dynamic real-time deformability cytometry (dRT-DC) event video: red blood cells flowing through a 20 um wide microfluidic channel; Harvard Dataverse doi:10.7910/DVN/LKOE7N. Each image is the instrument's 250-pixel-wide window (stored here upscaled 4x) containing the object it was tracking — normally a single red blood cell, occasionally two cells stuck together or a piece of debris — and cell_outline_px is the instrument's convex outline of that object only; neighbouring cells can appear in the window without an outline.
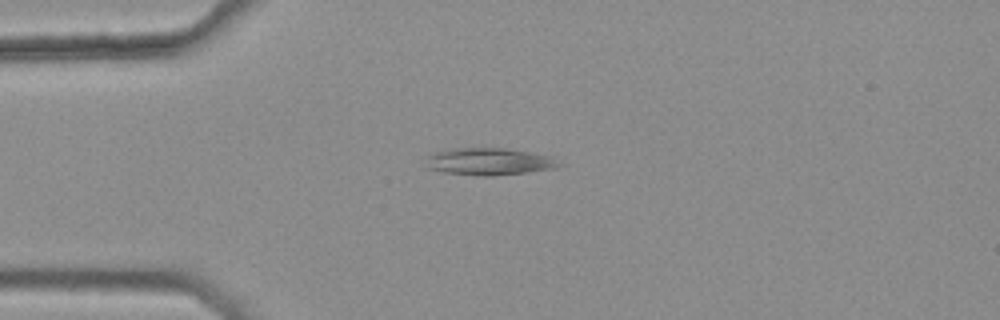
{"species": "common noctule bat (a hibernating species)", "species_latin": "Nyctalus noctula", "temperature_condition": "warm", "stored_images_in_passage": 5, "camera_frame_rate_fps": 3000, "um_per_image_px": 0.085, "animal": {"sex": "female", "body_mass_g": 25.1}, "frame": {"image": 1, "passage_image": 3, "time_ms": 0.667, "image_size_px": [1000, 320], "cell_outline_px": [[564, 164], [556, 168], [492, 176], [484, 176], [444, 172], [428, 168], [428, 156], [436, 152], [452, 148], [504, 148], [552, 156]], "centroid_in_image_um": [41.63, 13.73], "position_along_channel_um": 43.4, "area_um2": 20.81}}
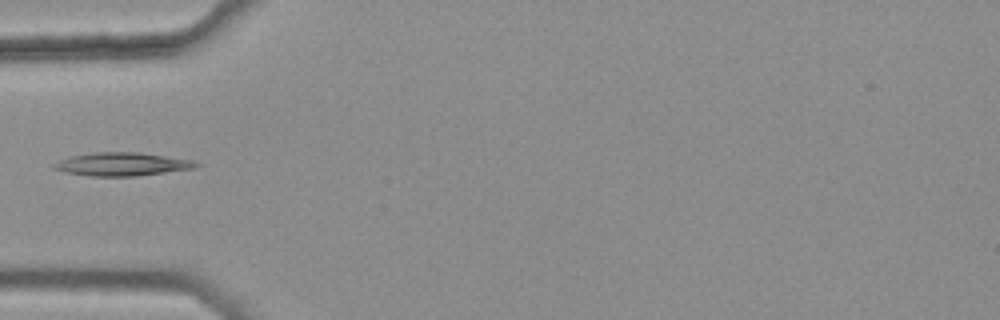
{"frame": {"image": 2, "passage_image": 4, "time_ms": 1.0, "image_size_px": [1000, 320], "cell_outline_px": [[200, 164], [196, 168], [136, 176], [88, 176], [64, 172], [52, 168], [52, 164], [60, 160], [72, 156], [96, 152], [140, 152], [196, 160]], "centroid_in_image_um": [10.41, 13.95], "position_along_channel_um": 74.6, "area_um2": 19.42}}
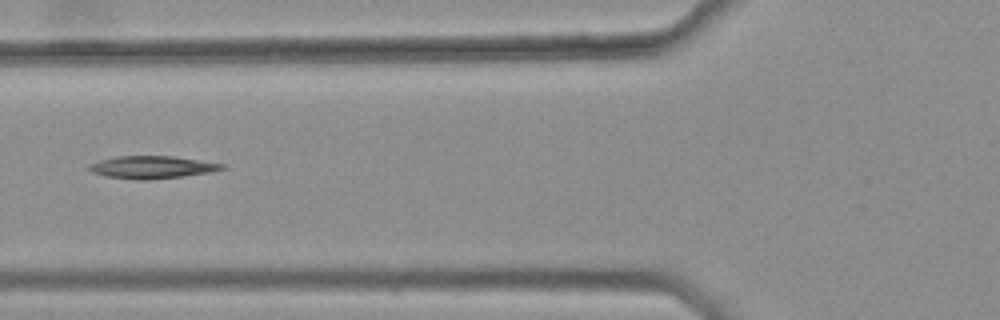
{"frame": {"image": 3, "passage_image": 5, "time_ms": 1.333, "image_size_px": [1000, 320], "cell_outline_px": [[228, 168], [212, 172], [148, 180], [136, 180], [104, 176], [92, 172], [88, 168], [88, 164], [100, 160], [116, 156], [172, 156], [228, 164]], "centroid_in_image_um": [12.95, 14.21], "position_along_channel_um": 112.8, "area_um2": 17.63}}